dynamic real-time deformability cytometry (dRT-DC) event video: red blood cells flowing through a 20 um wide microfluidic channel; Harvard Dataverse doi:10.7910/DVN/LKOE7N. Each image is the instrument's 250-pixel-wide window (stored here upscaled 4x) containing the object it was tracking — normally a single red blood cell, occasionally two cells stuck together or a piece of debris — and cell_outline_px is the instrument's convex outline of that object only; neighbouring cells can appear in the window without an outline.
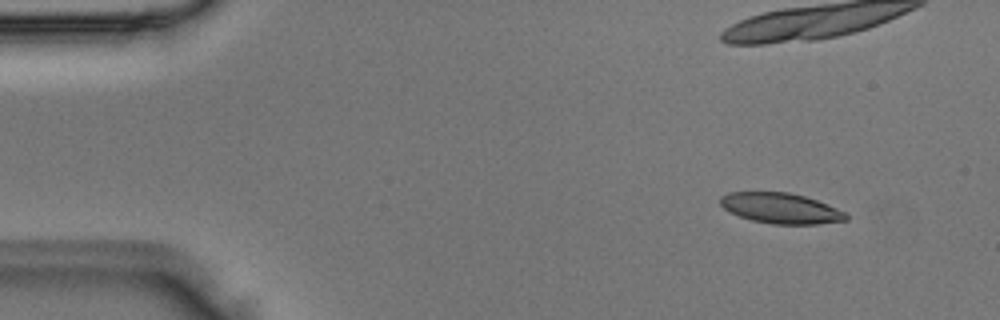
{"species": "Egyptian fruit bat (a non-hibernating species)", "species_latin": "Rousettus aegyptiacus", "temperature_condition": "room temperature", "stored_images_in_passage": 5, "segment_of_instrument_passage": [2, 2], "camera_frame_rate_fps": 3000, "um_per_image_px": 0.085, "animal": {"sex": "male"}, "frame": {"image": 1, "passage_image": 5, "time_ms": 1.333, "image_size_px": [1000, 320], "cell_outline_px": [[848, 220], [816, 224], [772, 224], [752, 220], [728, 212], [720, 204], [720, 196], [728, 192], [788, 192], [804, 196], [816, 200], [844, 212], [848, 216]], "centroid_in_image_um": [66.32, 17.7], "position_along_channel_um": 18.7, "area_um2": 22.2}}